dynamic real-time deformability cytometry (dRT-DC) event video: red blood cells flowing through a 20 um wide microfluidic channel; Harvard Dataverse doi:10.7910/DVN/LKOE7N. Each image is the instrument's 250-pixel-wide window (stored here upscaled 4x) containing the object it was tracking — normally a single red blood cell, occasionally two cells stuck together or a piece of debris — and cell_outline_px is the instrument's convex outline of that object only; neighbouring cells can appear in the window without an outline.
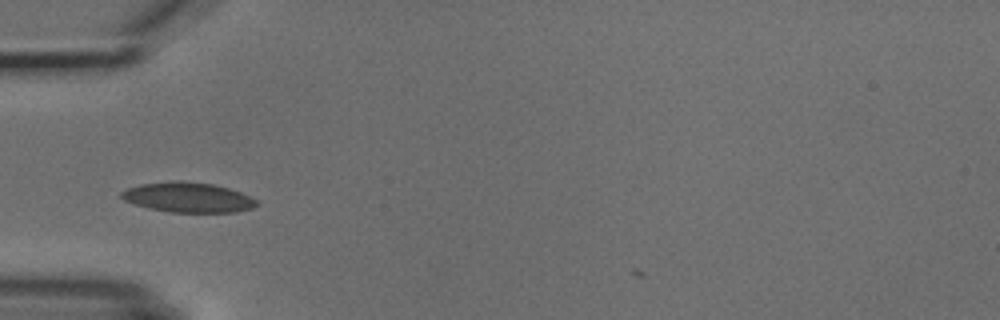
{"species": "common noctule bat (a hibernating species)", "species_latin": "Nyctalus noctula", "temperature_condition": "cold", "stored_images_in_passage": 3, "camera_frame_rate_fps": 3000, "um_per_image_px": 0.085, "animal": {"sex": "male", "body_mass_g": 18.8}, "frame": {"image": 1, "passage_image": 1, "time_ms": 0.0, "image_size_px": [1000, 320], "cell_outline_px": [[260, 204], [252, 208], [236, 212], [168, 212], [148, 208], [124, 200], [120, 196], [120, 192], [128, 188], [140, 184], [172, 180], [180, 180], [212, 184], [228, 188], [252, 196]], "centroid_in_image_um": [15.99, 16.77], "position_along_channel_um": 69.0, "area_um2": 23.76}}
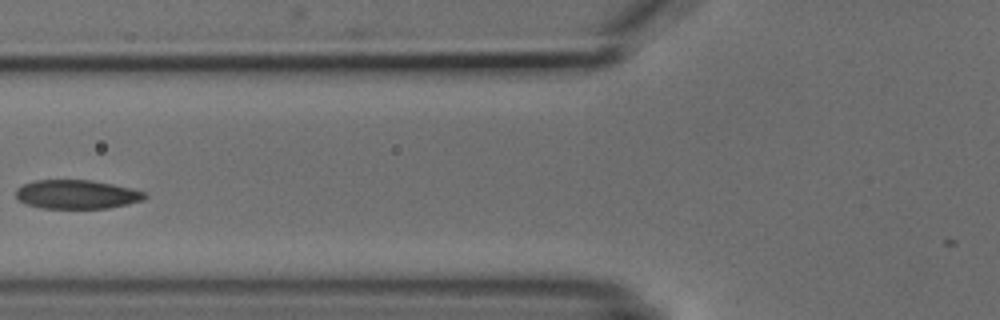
{"frame": {"image": 2, "passage_image": 2, "time_ms": 1.333, "image_size_px": [1000, 320], "cell_outline_px": [[148, 196], [144, 200], [128, 204], [108, 208], [40, 208], [28, 204], [20, 200], [16, 196], [16, 188], [24, 184], [36, 180], [92, 180], [112, 184], [148, 192]], "centroid_in_image_um": [6.57, 16.52], "position_along_channel_um": 119.2, "area_um2": 21.73}}
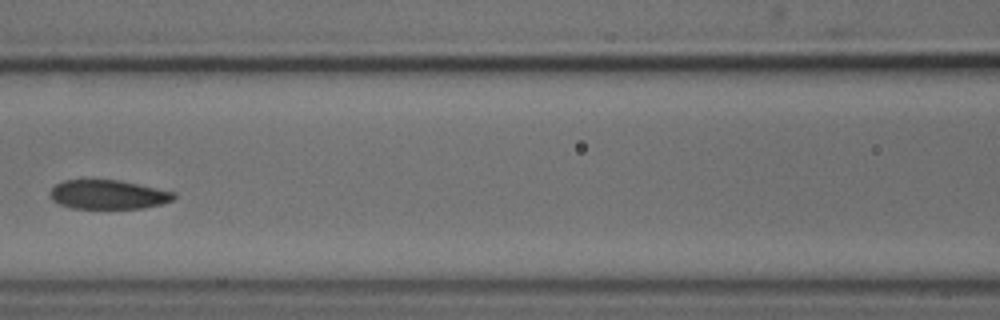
{"frame": {"image": 3, "passage_image": 3, "time_ms": 2.333, "image_size_px": [1000, 320], "cell_outline_px": [[176, 196], [172, 200], [160, 204], [144, 208], [72, 208], [60, 204], [52, 200], [48, 196], [48, 192], [56, 184], [64, 180], [120, 180], [176, 192]], "centroid_in_image_um": [9.17, 16.53], "position_along_channel_um": 157.4, "area_um2": 21.04}}